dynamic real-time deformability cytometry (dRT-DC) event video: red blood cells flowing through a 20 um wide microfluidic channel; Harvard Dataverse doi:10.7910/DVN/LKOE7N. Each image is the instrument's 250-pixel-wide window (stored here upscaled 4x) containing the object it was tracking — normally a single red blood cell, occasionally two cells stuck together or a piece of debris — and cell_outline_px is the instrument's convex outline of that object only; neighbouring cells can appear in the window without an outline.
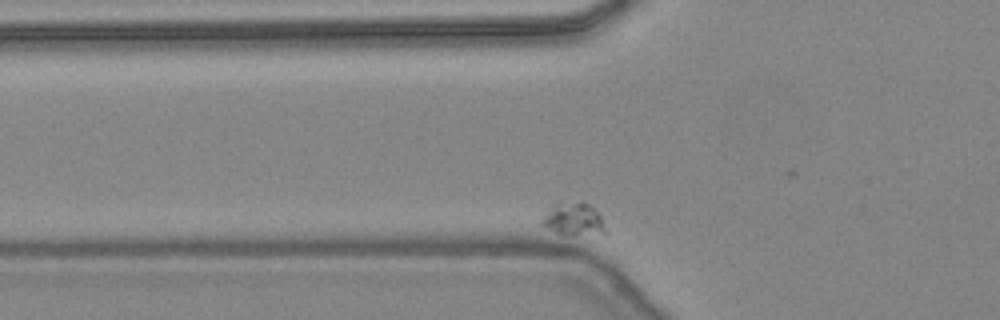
{"species": "common noctule bat (a hibernating species)", "species_latin": "Nyctalus noctula", "temperature_condition": "warm", "stored_images_in_passage": 34, "segment_of_instrument_passage": [2, 2], "camera_frame_rate_fps": 3000, "um_per_image_px": 0.085, "animal": {"sex": "female", "body_mass_g": 24.6, "forearm_length_mm": 56.2}, "frame": {"image": 1, "passage_image": 5, "time_ms": 1.333, "image_size_px": [1000, 320], "cell_outline_px": [[608, 232], [556, 232], [540, 224], [540, 220], [552, 204], [588, 204], [600, 216]], "centroid_in_image_um": [48.69, 18.61], "position_along_channel_um": 77.1, "area_um2": 10.92}}
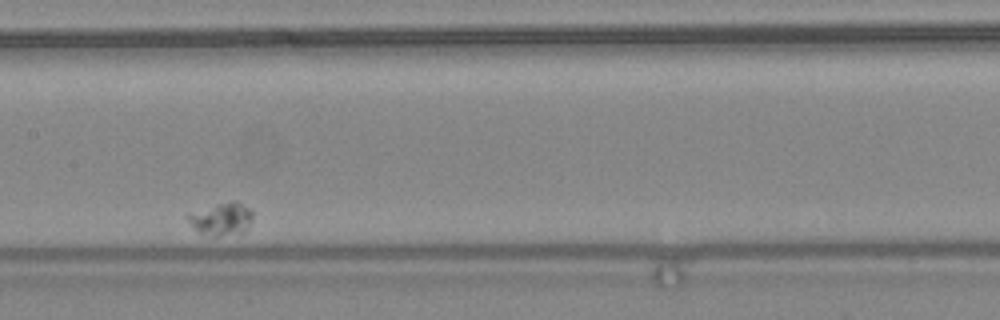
{"frame": {"image": 2, "passage_image": 16, "time_ms": 5.0, "image_size_px": [1000, 320], "cell_outline_px": [[252, 220], [248, 228], [240, 232], [216, 236], [212, 236], [200, 232], [184, 216], [188, 212], [216, 204], [232, 200], [236, 200], [248, 208], [252, 212]], "centroid_in_image_um": [18.8, 18.57], "position_along_channel_um": 188.6, "area_um2": 12.2}}
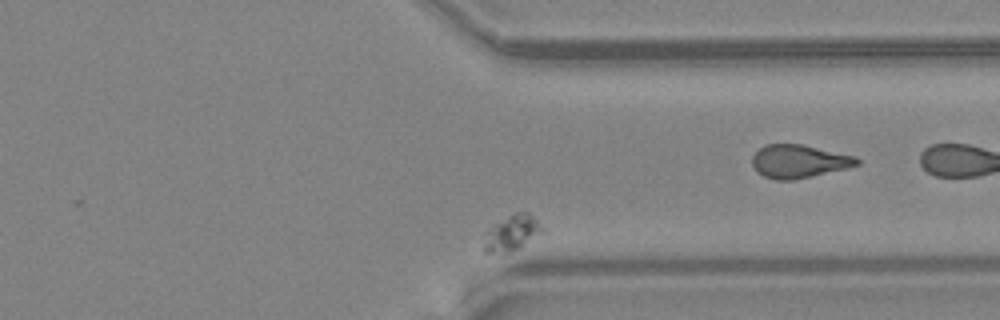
{"frame": {"image": 3, "passage_image": 32, "time_ms": 10.333, "image_size_px": [1000, 320], "cell_outline_px": [[548, 232], [508, 252], [484, 252], [484, 244], [488, 228], [516, 212], [528, 212]], "centroid_in_image_um": [43.58, 19.79], "position_along_channel_um": 367.8, "area_um2": 11.85}}